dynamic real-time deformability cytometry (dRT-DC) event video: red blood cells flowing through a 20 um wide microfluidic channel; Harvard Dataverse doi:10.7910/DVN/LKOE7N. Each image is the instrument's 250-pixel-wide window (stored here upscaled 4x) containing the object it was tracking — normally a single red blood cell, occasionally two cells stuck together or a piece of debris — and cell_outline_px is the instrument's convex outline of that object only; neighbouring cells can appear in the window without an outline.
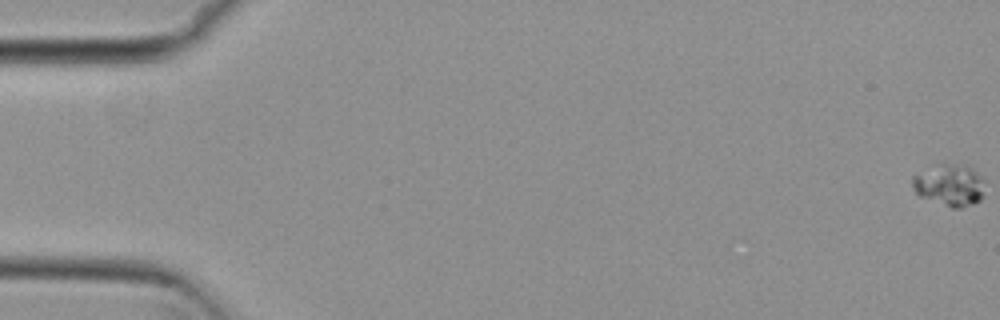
{"species": "common noctule bat (a hibernating species)", "species_latin": "Nyctalus noctula", "temperature_condition": "cold", "stored_images_in_passage": 57, "camera_frame_rate_fps": 3000, "um_per_image_px": 0.085, "animal": {"sex": "female", "body_mass_g": 29.2, "forearm_length_mm": 56.3}, "frame": {"image": 1, "passage_image": 1, "time_ms": 0.0, "image_size_px": [1000, 320], "cell_outline_px": [[984, 180], [980, 200], [960, 208], [952, 208], [920, 196], [912, 188], [912, 176], [940, 164], [964, 164], [972, 168]], "centroid_in_image_um": [80.7, 15.73], "position_along_channel_um": 4.3, "area_um2": 17.28}}
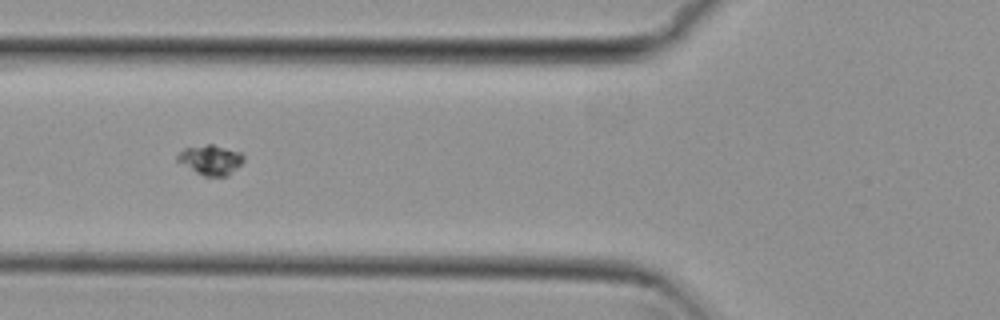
{"frame": {"image": 2, "passage_image": 23, "time_ms": 7.333, "image_size_px": [1000, 320], "cell_outline_px": [[244, 160], [228, 176], [204, 176], [196, 172], [176, 160], [176, 156], [184, 148], [204, 144], [212, 144], [244, 152]], "centroid_in_image_um": [17.93, 13.57], "position_along_channel_um": 107.9, "area_um2": 11.56}}
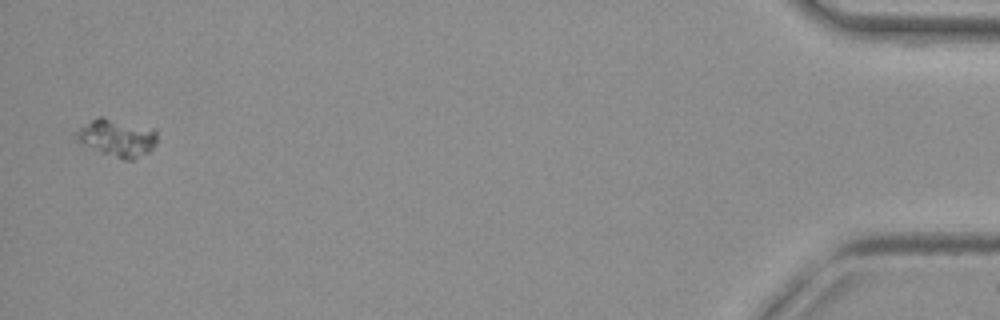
{"frame": {"image": 3, "passage_image": 56, "time_ms": 18.333, "image_size_px": [1000, 320], "cell_outline_px": [[156, 144], [148, 152], [132, 160], [124, 160], [100, 152], [76, 140], [72, 132], [96, 116], [104, 116], [156, 128]], "centroid_in_image_um": [9.93, 11.67], "position_along_channel_um": 425.3, "area_um2": 18.09}}